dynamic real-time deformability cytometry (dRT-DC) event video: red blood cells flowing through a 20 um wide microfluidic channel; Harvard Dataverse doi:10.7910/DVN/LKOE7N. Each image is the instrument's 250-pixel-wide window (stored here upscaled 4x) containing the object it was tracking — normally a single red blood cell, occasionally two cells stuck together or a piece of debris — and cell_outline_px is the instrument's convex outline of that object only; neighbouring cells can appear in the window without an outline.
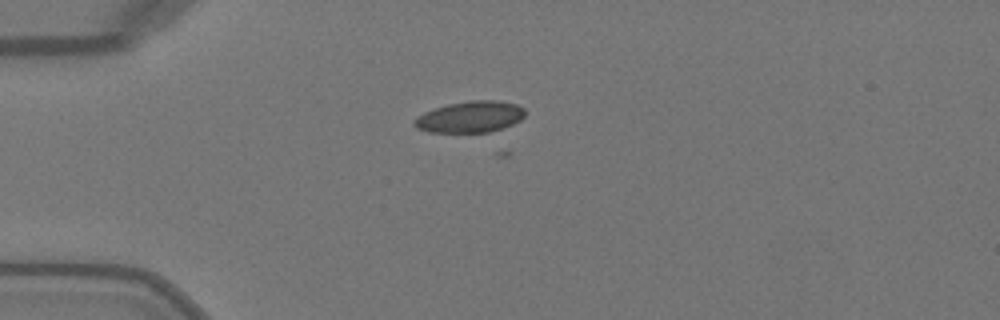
{"species": "Egyptian fruit bat (a non-hibernating species)", "species_latin": "Rousettus aegyptiacus", "temperature_condition": "warm", "stored_images_in_passage": 40, "camera_frame_rate_fps": 3000, "um_per_image_px": 0.085, "animal": {"sex": "female"}, "frame": {"image": 1, "passage_image": 9, "time_ms": 2.667, "image_size_px": [1000, 320], "cell_outline_px": [[524, 116], [520, 120], [504, 128], [488, 132], [428, 132], [416, 128], [412, 124], [412, 120], [416, 116], [424, 112], [448, 104], [468, 100], [496, 100], [516, 104], [524, 108]], "centroid_in_image_um": [39.93, 9.93], "position_along_channel_um": 45.1, "area_um2": 20.35}}
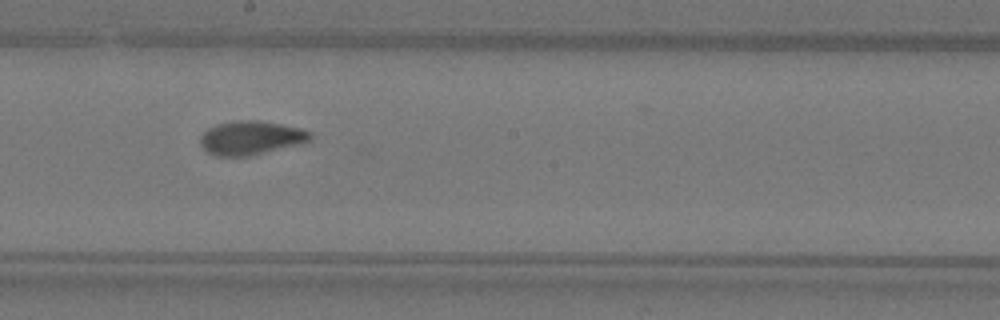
{"frame": {"image": 2, "passage_image": 24, "time_ms": 7.667, "image_size_px": [1000, 320], "cell_outline_px": [[312, 140], [304, 144], [248, 156], [216, 156], [208, 152], [200, 144], [200, 136], [208, 128], [216, 124], [236, 120], [260, 120], [300, 128], [312, 132]], "centroid_in_image_um": [21.37, 11.71], "position_along_channel_um": 226.8, "area_um2": 21.96}}
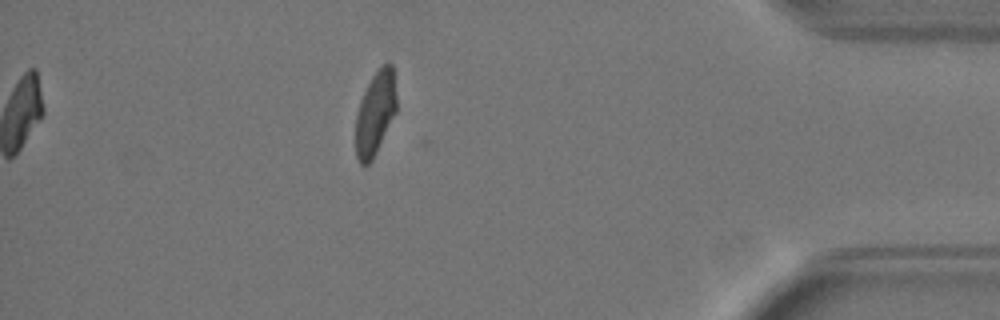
{"frame": {"image": 3, "passage_image": 40, "time_ms": 13.0, "image_size_px": [1000, 320], "cell_outline_px": [[396, 112], [372, 160], [368, 164], [360, 164], [356, 156], [356, 116], [360, 100], [372, 76], [388, 60], [392, 64], [396, 96]], "centroid_in_image_um": [31.9, 9.61], "position_along_channel_um": 403.3, "area_um2": 19.65}}